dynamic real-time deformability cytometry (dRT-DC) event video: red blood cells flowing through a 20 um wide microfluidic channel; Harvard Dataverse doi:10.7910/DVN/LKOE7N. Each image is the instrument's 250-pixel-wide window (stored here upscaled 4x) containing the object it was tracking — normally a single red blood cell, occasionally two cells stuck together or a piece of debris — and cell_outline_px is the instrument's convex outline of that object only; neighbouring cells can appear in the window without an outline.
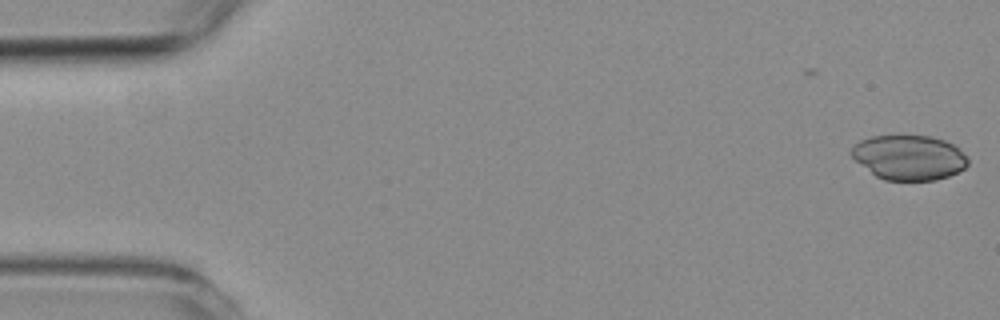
{"species": "common noctule bat (a hibernating species)", "species_latin": "Nyctalus noctula", "temperature_condition": "room temperature", "stored_images_in_passage": 2, "camera_frame_rate_fps": 3000, "um_per_image_px": 0.085, "animal": {"sex": "female", "body_mass_g": 19.3, "forearm_length_mm": 54.1}, "frame": {"image": 1, "passage_image": 2, "time_ms": 0.333, "image_size_px": [1000, 320], "cell_outline_px": [[968, 164], [964, 168], [948, 176], [936, 180], [884, 180], [876, 176], [856, 160], [848, 152], [860, 140], [872, 136], [928, 136], [944, 140], [952, 144], [968, 160]], "centroid_in_image_um": [77.23, 13.39], "position_along_channel_um": 7.8, "area_um2": 29.94}}